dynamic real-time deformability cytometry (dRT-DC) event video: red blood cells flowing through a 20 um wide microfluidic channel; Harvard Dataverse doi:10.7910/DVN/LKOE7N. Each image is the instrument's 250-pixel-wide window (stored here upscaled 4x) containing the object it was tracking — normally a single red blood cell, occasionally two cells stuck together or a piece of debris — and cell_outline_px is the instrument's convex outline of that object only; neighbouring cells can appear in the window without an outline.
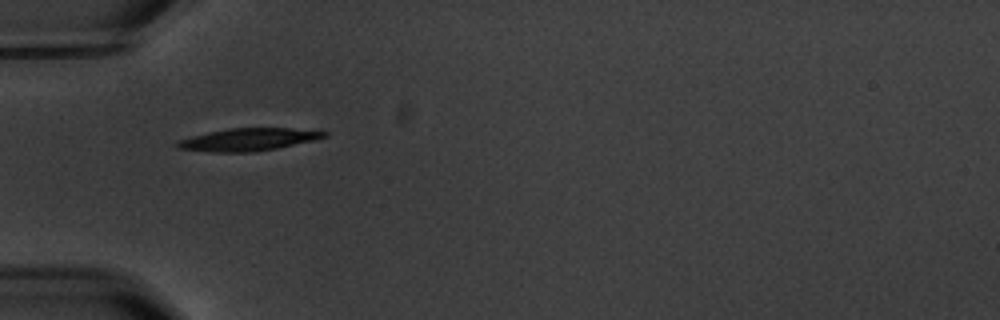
{"species": "common noctule bat (a hibernating species)", "species_latin": "Nyctalus noctula", "temperature_condition": "warm", "stored_images_in_passage": 2, "camera_frame_rate_fps": 3000, "um_per_image_px": 0.085, "animal": {"sex": "male", "body_mass_g": 20.1, "forearm_length_mm": 53.5}, "frame": {"image": 1, "passage_image": 1, "time_ms": 0.0, "image_size_px": [1000, 320], "cell_outline_px": [[328, 136], [316, 140], [256, 152], [212, 152], [176, 148], [172, 144], [176, 140], [208, 132], [228, 128], [288, 128], [328, 132]], "centroid_in_image_um": [21.05, 11.86], "position_along_channel_um": 64.0, "area_um2": 19.42}}